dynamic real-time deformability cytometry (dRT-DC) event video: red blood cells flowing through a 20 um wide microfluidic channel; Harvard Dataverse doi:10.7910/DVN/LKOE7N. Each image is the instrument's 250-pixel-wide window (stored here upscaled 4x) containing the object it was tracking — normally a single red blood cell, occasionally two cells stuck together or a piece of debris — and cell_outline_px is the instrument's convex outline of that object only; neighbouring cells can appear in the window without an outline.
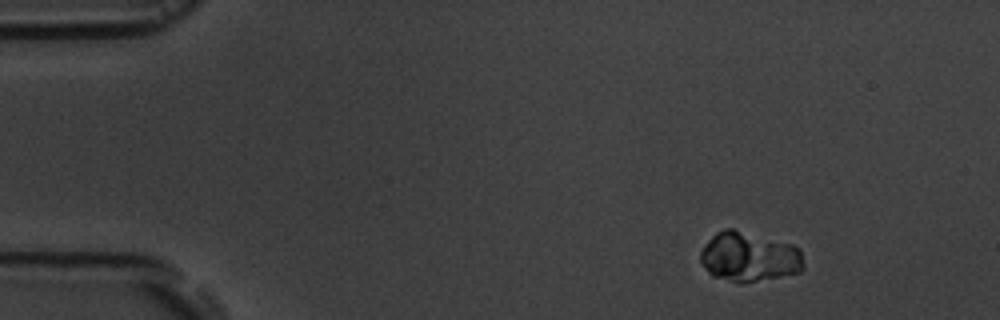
{"species": "common noctule bat (a hibernating species)", "species_latin": "Nyctalus noctula", "temperature_condition": "room temperature", "stored_images_in_passage": 4, "camera_frame_rate_fps": 3000, "um_per_image_px": 0.085, "animal": {"sex": "male", "body_mass_g": 19.5, "forearm_length_mm": 54.6}, "frame": {"image": 1, "passage_image": 1, "time_ms": 0.0, "image_size_px": [1000, 320], "cell_outline_px": [[804, 268], [800, 272], [744, 284], [736, 284], [712, 276], [708, 272], [700, 260], [700, 252], [704, 244], [716, 232], [724, 228], [732, 228], [792, 244], [800, 248], [804, 264]], "centroid_in_image_um": [63.66, 21.85], "position_along_channel_um": 21.3, "area_um2": 30.35}}